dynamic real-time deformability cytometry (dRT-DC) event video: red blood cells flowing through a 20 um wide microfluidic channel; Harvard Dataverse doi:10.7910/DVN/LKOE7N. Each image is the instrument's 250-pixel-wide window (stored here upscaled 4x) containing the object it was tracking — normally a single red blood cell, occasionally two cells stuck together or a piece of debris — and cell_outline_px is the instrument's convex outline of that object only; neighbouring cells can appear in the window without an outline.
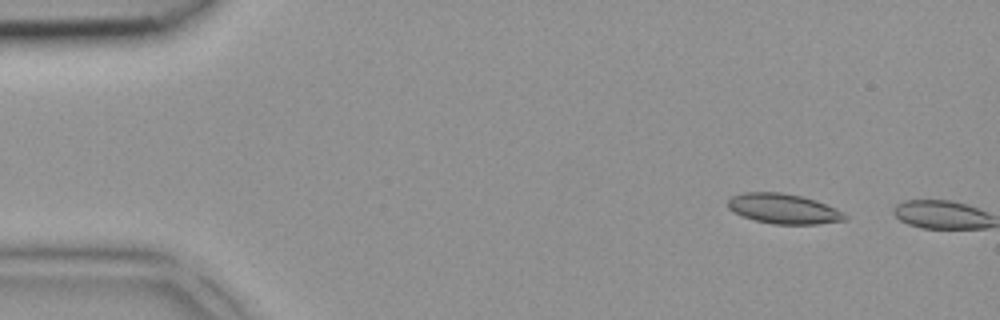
{"species": "common noctule bat (a hibernating species)", "species_latin": "Nyctalus noctula", "temperature_condition": "room temperature", "stored_images_in_passage": 3, "camera_frame_rate_fps": 3000, "um_per_image_px": 0.085, "animal": {"sex": "female", "body_mass_g": 18.4}, "frame": {"image": 1, "passage_image": 2, "time_ms": 0.333, "image_size_px": [1000, 320], "cell_outline_px": [[848, 216], [844, 220], [816, 224], [772, 224], [756, 220], [744, 216], [728, 208], [728, 200], [732, 196], [744, 192], [780, 192], [804, 196], [816, 200], [836, 208], [844, 212]], "centroid_in_image_um": [66.63, 17.73], "position_along_channel_um": 18.4, "area_um2": 20.4}}